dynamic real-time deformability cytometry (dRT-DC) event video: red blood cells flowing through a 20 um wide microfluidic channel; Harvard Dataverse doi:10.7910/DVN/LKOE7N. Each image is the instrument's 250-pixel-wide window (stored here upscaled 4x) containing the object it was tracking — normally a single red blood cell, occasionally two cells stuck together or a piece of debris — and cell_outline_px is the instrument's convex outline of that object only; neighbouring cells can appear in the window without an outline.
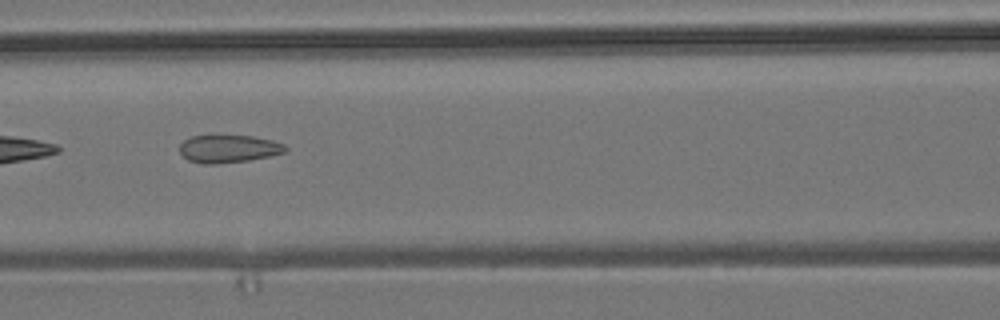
{"species": "common noctule bat (a hibernating species)", "species_latin": "Nyctalus noctula", "temperature_condition": "room temperature", "stored_images_in_passage": 5, "camera_frame_rate_fps": 3000, "um_per_image_px": 0.085, "animal": {"sex": "male", "body_mass_g": 19.2, "forearm_length_mm": 51.8}, "frame": {"image": 1, "passage_image": 3, "time_ms": 2.333, "image_size_px": [1000, 320], "cell_outline_px": [[288, 148], [284, 152], [268, 156], [248, 160], [216, 164], [204, 164], [188, 160], [180, 152], [180, 144], [184, 140], [192, 136], [212, 132], [252, 136], [272, 140], [284, 144]], "centroid_in_image_um": [19.38, 12.59], "position_along_channel_um": 147.2, "area_um2": 17.74}}
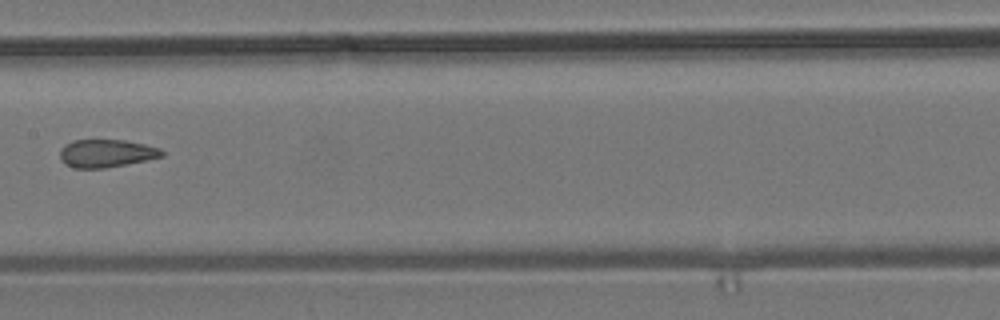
{"frame": {"image": 2, "passage_image": 4, "time_ms": 3.667, "image_size_px": [1000, 320], "cell_outline_px": [[164, 156], [104, 168], [76, 168], [60, 160], [60, 148], [64, 144], [72, 140], [124, 140], [144, 144], [160, 148], [164, 152]], "centroid_in_image_um": [9.01, 13.02], "position_along_channel_um": 198.4, "area_um2": 16.42}}
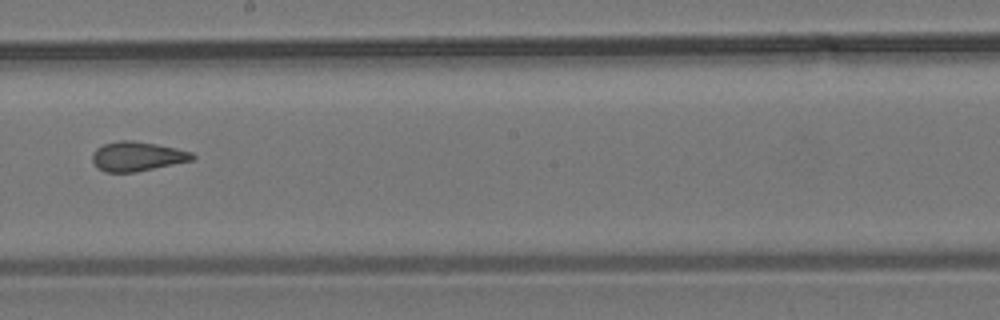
{"frame": {"image": 3, "passage_image": 5, "time_ms": 4.667, "image_size_px": [1000, 320], "cell_outline_px": [[196, 156], [192, 160], [136, 172], [104, 172], [92, 160], [92, 152], [96, 148], [104, 144], [120, 140], [132, 140], [156, 144], [176, 148], [192, 152]], "centroid_in_image_um": [11.66, 13.28], "position_along_channel_um": 236.5, "area_um2": 17.05}}